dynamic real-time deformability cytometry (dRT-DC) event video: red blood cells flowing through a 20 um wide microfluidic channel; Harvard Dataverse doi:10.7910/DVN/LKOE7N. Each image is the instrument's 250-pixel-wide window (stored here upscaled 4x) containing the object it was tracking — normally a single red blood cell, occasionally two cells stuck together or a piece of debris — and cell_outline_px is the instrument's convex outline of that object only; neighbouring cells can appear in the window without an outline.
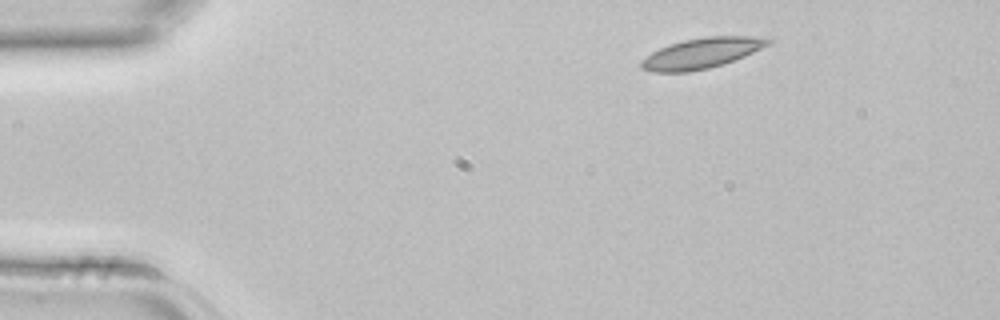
{"species": "common noctule bat (a hibernating species)", "species_latin": "Nyctalus noctula", "temperature_condition": "room temperature", "stored_images_in_passage": 3, "camera_frame_rate_fps": 3000, "um_per_image_px": 0.085, "animal": {"sex": "female", "body_mass_g": 22.7, "forearm_length_mm": 54.2}, "frame": {"image": 1, "passage_image": 1, "time_ms": 0.0, "image_size_px": [1000, 320], "cell_outline_px": [[776, 40], [744, 56], [708, 68], [688, 72], [652, 72], [640, 68], [640, 60], [652, 52], [668, 44], [684, 40], [708, 36], [772, 36]], "centroid_in_image_um": [59.65, 4.5], "position_along_channel_um": 25.4, "area_um2": 22.54}}
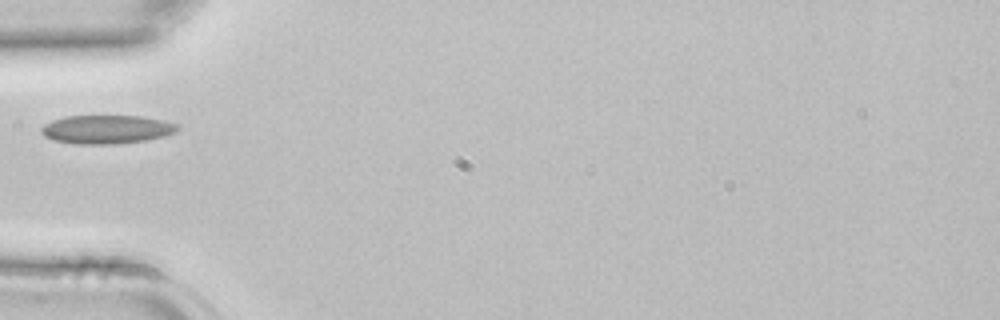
{"frame": {"image": 2, "passage_image": 3, "time_ms": 0.667, "image_size_px": [1000, 320], "cell_outline_px": [[180, 128], [176, 132], [164, 136], [144, 140], [112, 144], [76, 144], [56, 140], [44, 136], [40, 132], [40, 128], [44, 124], [52, 120], [64, 116], [140, 116], [164, 120], [180, 124]], "centroid_in_image_um": [9.07, 10.99], "position_along_channel_um": 75.9, "area_um2": 22.77}}